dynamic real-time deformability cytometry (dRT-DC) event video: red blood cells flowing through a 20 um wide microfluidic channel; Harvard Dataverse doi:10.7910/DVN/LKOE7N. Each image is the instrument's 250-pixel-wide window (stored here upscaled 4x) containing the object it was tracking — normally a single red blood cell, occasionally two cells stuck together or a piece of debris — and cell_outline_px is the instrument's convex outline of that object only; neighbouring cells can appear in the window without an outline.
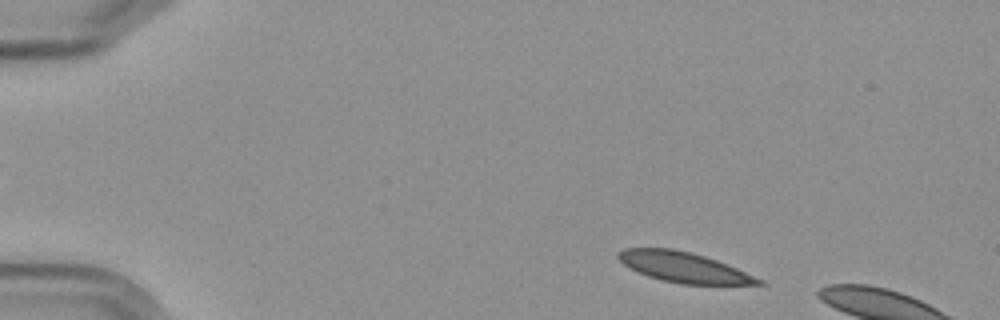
{"species": "Egyptian fruit bat (a non-hibernating species)", "species_latin": "Rousettus aegyptiacus", "temperature_condition": "cold", "stored_images_in_passage": 6, "segment_of_instrument_passage": [2, 2], "camera_frame_rate_fps": 3000, "um_per_image_px": 0.085, "frame": {"image": 1, "passage_image": 6, "time_ms": 7.0, "image_size_px": [1000, 320], "cell_outline_px": [[768, 284], [680, 284], [648, 276], [624, 264], [616, 256], [616, 252], [624, 248], [672, 248], [692, 252], [716, 260], [736, 268], [764, 280]], "centroid_in_image_um": [58.12, 22.7], "position_along_channel_um": 26.9, "area_um2": 24.45}}